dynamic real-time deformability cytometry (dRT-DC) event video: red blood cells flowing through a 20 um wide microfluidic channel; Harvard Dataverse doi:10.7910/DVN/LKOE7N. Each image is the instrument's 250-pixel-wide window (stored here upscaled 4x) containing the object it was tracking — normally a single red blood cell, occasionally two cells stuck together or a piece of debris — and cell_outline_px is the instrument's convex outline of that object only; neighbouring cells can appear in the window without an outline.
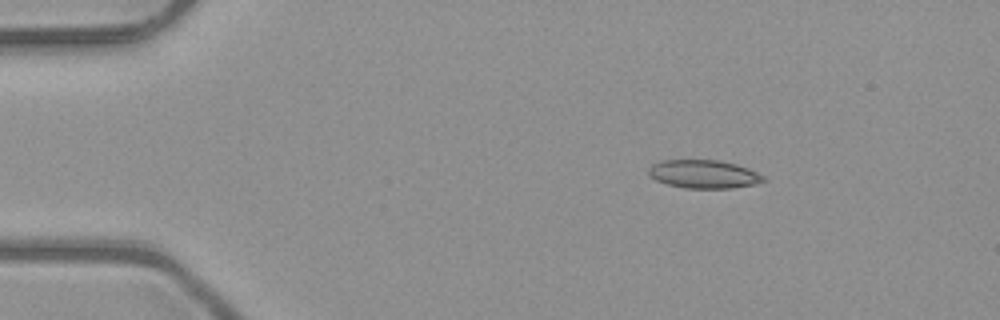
{"species": "common noctule bat (a hibernating species)", "species_latin": "Nyctalus noctula", "temperature_condition": "room temperature", "stored_images_in_passage": 3, "camera_frame_rate_fps": 3000, "um_per_image_px": 0.085, "animal": {"sex": "male", "body_mass_g": 23.1, "forearm_length_mm": 52.7}, "frame": {"image": 1, "passage_image": 2, "time_ms": 0.333, "image_size_px": [1000, 320], "cell_outline_px": [[768, 180], [756, 184], [732, 188], [684, 188], [668, 184], [656, 180], [648, 176], [648, 168], [652, 164], [660, 160], [720, 160], [736, 164], [748, 168], [764, 176]], "centroid_in_image_um": [59.81, 14.8], "position_along_channel_um": 25.2, "area_um2": 19.13}}